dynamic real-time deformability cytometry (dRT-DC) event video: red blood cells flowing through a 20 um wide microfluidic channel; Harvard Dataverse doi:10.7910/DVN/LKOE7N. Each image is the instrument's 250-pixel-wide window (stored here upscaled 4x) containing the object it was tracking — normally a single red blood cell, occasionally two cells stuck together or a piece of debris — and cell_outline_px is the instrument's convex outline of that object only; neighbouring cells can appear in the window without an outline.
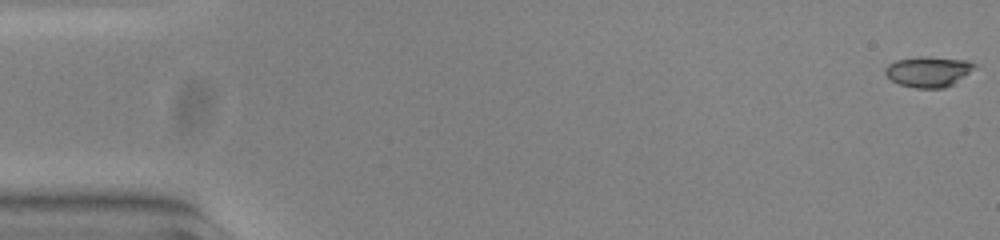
{"species": "common noctule bat (a hibernating species)", "species_latin": "Nyctalus noctula", "temperature_condition": "warm", "stored_images_in_passage": 55, "camera_frame_rate_fps": 3000, "um_per_image_px": 0.085, "animal": {"sex": "female", "body_mass_g": 23.0, "forearm_length_mm": 53.4}, "frame": {"image": 1, "passage_image": 1, "time_ms": 0.0, "image_size_px": [1000, 240], "cell_outline_px": [[976, 64], [964, 76], [952, 84], [944, 88], [916, 88], [900, 84], [892, 80], [884, 72], [884, 68], [888, 64], [896, 60], [916, 56], [928, 56], [968, 60]], "centroid_in_image_um": [78.87, 6.07], "position_along_channel_um": 6.1, "area_um2": 15.78}}
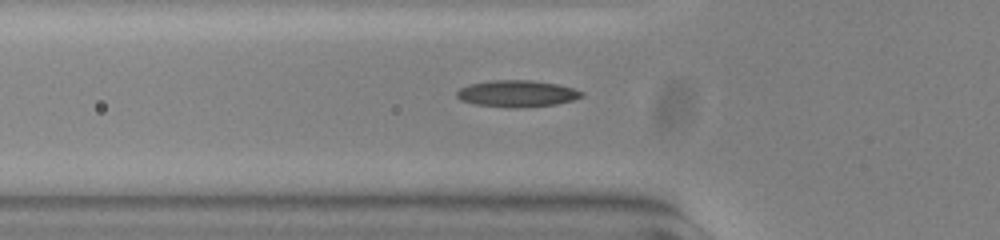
{"frame": {"image": 2, "passage_image": 19, "time_ms": 6.0, "image_size_px": [1000, 240], "cell_outline_px": [[584, 96], [572, 100], [556, 104], [476, 104], [460, 100], [456, 96], [456, 92], [460, 88], [468, 84], [492, 80], [532, 80], [556, 84], [572, 88], [584, 92]], "centroid_in_image_um": [43.94, 7.88], "position_along_channel_um": 81.9, "area_um2": 18.15}}
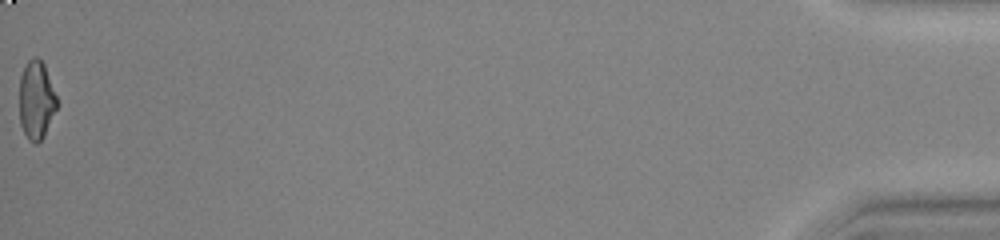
{"frame": {"image": 3, "passage_image": 55, "time_ms": 18.0, "image_size_px": [1000, 240], "cell_outline_px": [[56, 108], [44, 136], [36, 144], [28, 140], [20, 124], [20, 76], [28, 60], [32, 56], [36, 56], [44, 64], [56, 96]], "centroid_in_image_um": [3.07, 8.5], "position_along_channel_um": 432.1, "area_um2": 16.88}, "authors_computed_cell_mechanics": {"area_um2": 17.629, "velocity_mm_per_s": 3.7977, "shape_relaxation_time_tau1_ms": null, "shape_relaxation_time_tau2_ms": 2.796, "deformation_change_tau1": null, "deformation_change_tau2": 0.0595}}